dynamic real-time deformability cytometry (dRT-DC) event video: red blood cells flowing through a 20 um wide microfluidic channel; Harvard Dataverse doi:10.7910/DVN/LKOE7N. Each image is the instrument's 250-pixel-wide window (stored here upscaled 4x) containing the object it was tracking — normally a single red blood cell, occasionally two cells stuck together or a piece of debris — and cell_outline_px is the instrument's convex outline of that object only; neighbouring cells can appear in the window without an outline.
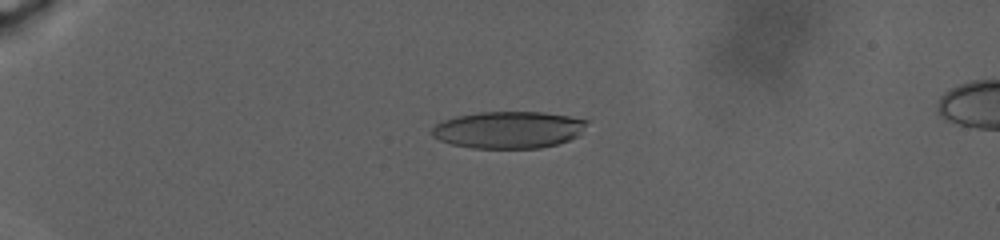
{"species": "human", "species_latin": "Homo sapiens", "temperature_condition": "warm", "stored_images_in_passage": 93, "camera_frame_rate_fps": 3000, "um_per_image_px": 0.085, "donor": {"sex": "male"}, "frame": {"image": 1, "passage_image": 29, "time_ms": 9.667, "image_size_px": [1000, 240], "cell_outline_px": [[588, 120], [576, 136], [568, 140], [556, 144], [540, 148], [472, 148], [452, 144], [440, 140], [432, 136], [432, 128], [436, 124], [444, 120], [456, 116], [476, 112], [544, 112], [568, 116]], "centroid_in_image_um": [43.17, 11.03], "position_along_channel_um": 41.8, "area_um2": 33.12}}
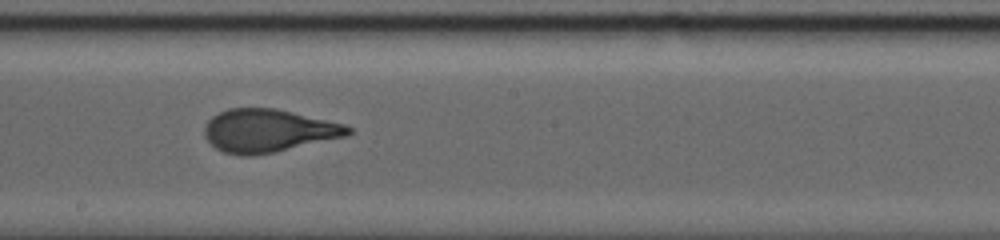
{"frame": {"image": 2, "passage_image": 63, "time_ms": 21.333, "image_size_px": [1000, 240], "cell_outline_px": [[352, 132], [348, 136], [276, 152], [252, 156], [240, 156], [224, 152], [216, 148], [204, 136], [204, 128], [208, 120], [212, 116], [228, 108], [276, 108], [344, 124], [352, 128]], "centroid_in_image_um": [22.8, 11.12], "position_along_channel_um": 225.4, "area_um2": 36.13}}
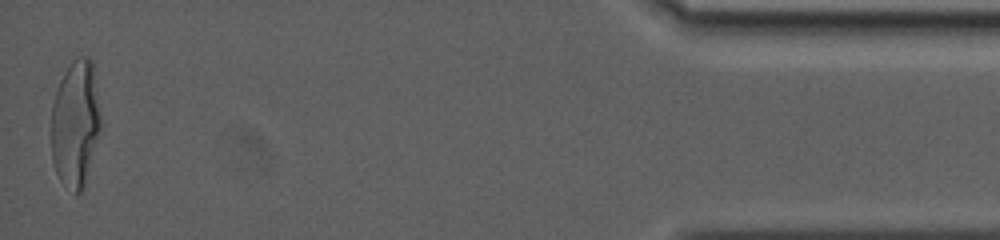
{"frame": {"image": 3, "passage_image": 93, "time_ms": 34.0, "image_size_px": [1000, 240], "cell_outline_px": [[104, 124], [84, 184], [80, 192], [76, 192], [60, 180], [56, 172], [52, 160], [52, 104], [60, 80], [64, 72], [72, 60], [80, 56], [88, 56], [92, 60]], "centroid_in_image_um": [6.46, 10.44], "position_along_channel_um": 428.7, "area_um2": 37.05}}